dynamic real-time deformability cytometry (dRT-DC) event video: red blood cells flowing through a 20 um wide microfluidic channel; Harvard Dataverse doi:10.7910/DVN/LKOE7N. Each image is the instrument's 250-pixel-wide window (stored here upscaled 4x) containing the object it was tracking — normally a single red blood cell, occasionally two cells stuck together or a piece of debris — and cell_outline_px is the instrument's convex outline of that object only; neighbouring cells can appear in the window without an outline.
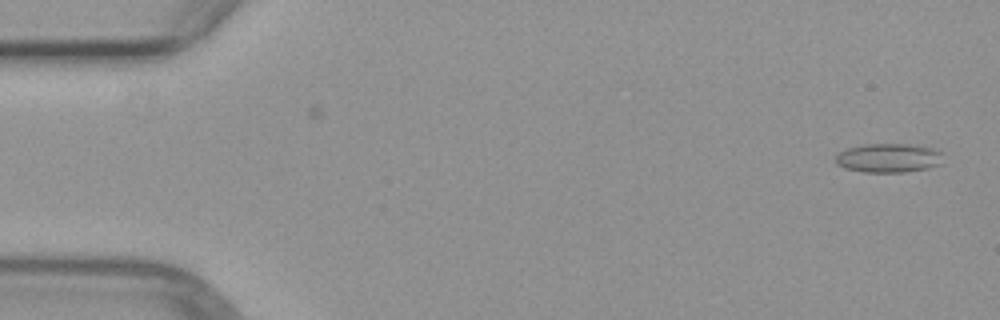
{"species": "common noctule bat (a hibernating species)", "species_latin": "Nyctalus noctula", "temperature_condition": "warm", "stored_images_in_passage": 5, "segment_of_instrument_passage": [2, 2], "camera_frame_rate_fps": 3000, "um_per_image_px": 0.085, "animal": {"sex": "female", "body_mass_g": 29.2, "forearm_length_mm": 56.3}, "frame": {"image": 1, "passage_image": 5, "time_ms": 6.333, "image_size_px": [1000, 320], "cell_outline_px": [[940, 164], [928, 168], [904, 172], [864, 172], [844, 168], [836, 164], [836, 156], [840, 152], [848, 148], [868, 144], [908, 144], [932, 148], [940, 152]], "centroid_in_image_um": [75.49, 13.43], "position_along_channel_um": 9.5, "area_um2": 17.92}}